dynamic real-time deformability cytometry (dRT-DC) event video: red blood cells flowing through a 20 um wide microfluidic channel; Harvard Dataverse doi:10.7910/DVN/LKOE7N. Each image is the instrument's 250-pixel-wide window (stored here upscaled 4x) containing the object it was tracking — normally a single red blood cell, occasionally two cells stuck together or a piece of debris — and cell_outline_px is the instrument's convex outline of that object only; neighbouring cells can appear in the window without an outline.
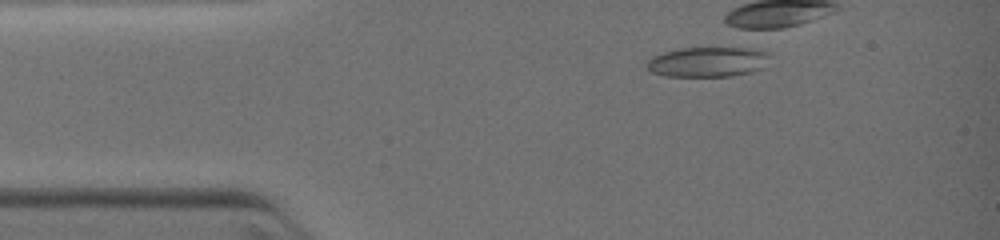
{"species": "common noctule bat (a hibernating species)", "species_latin": "Nyctalus noctula", "temperature_condition": "warm", "stored_images_in_passage": 10, "camera_frame_rate_fps": 3000, "um_per_image_px": 0.085, "animal": {"sex": "female", "body_mass_g": 19.0, "forearm_length_mm": 51.5}, "frame": {"image": 1, "passage_image": 2, "time_ms": 0.333, "image_size_px": [1000, 240], "cell_outline_px": [[768, 56], [764, 68], [752, 72], [732, 76], [664, 76], [652, 72], [644, 68], [644, 64], [652, 56], [664, 52], [680, 48], [736, 44], [740, 44], [768, 52]], "centroid_in_image_um": [60.19, 5.2], "position_along_channel_um": 24.8, "area_um2": 22.83}}
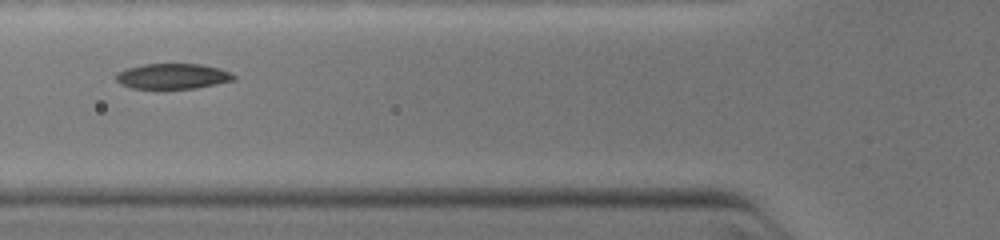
{"frame": {"image": 2, "passage_image": 9, "time_ms": 3.667, "image_size_px": [1000, 240], "cell_outline_px": [[236, 80], [196, 88], [132, 88], [120, 84], [116, 80], [116, 72], [124, 68], [144, 64], [200, 64], [220, 68], [232, 72], [236, 76]], "centroid_in_image_um": [14.69, 6.47], "position_along_channel_um": 111.1, "area_um2": 17.57}}
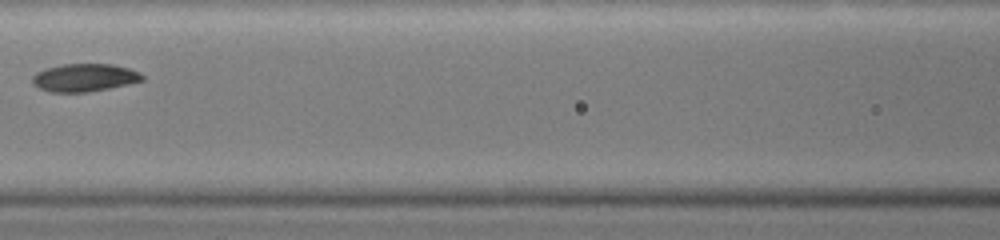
{"frame": {"image": 3, "passage_image": 10, "time_ms": 4.667, "image_size_px": [1000, 240], "cell_outline_px": [[144, 80], [128, 84], [88, 92], [52, 92], [40, 88], [32, 84], [32, 76], [36, 72], [44, 68], [64, 64], [112, 64], [128, 68], [140, 72], [144, 76]], "centroid_in_image_um": [7.17, 6.59], "position_along_channel_um": 159.4, "area_um2": 17.86}}